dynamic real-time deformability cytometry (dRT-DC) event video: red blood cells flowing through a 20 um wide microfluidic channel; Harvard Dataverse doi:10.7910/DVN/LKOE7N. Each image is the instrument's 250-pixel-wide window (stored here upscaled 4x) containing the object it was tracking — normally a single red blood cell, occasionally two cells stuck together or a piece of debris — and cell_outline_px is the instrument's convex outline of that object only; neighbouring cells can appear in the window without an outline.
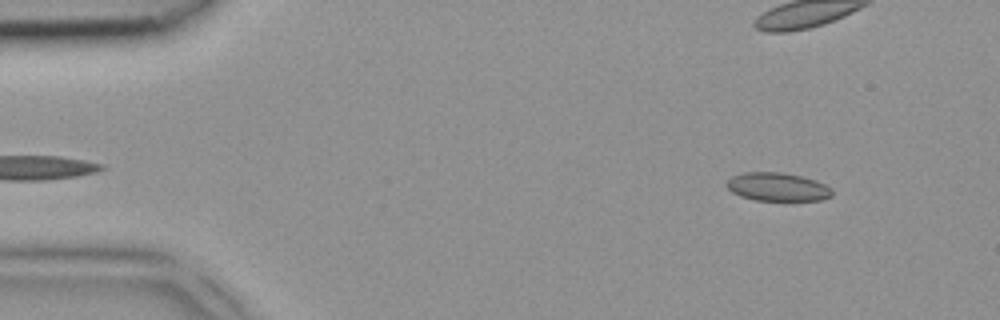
{"species": "common noctule bat (a hibernating species)", "species_latin": "Nyctalus noctula", "temperature_condition": "room temperature", "stored_images_in_passage": 5, "camera_frame_rate_fps": 3000, "um_per_image_px": 0.085, "animal": {"sex": "female", "body_mass_g": 18.4}, "frame": {"image": 1, "passage_image": 1, "time_ms": 0.0, "image_size_px": [1000, 320], "cell_outline_px": [[832, 196], [820, 200], [756, 200], [740, 196], [732, 192], [724, 184], [732, 176], [744, 172], [784, 172], [816, 180], [832, 188]], "centroid_in_image_um": [66.08, 15.88], "position_along_channel_um": 18.9, "area_um2": 17.46}}